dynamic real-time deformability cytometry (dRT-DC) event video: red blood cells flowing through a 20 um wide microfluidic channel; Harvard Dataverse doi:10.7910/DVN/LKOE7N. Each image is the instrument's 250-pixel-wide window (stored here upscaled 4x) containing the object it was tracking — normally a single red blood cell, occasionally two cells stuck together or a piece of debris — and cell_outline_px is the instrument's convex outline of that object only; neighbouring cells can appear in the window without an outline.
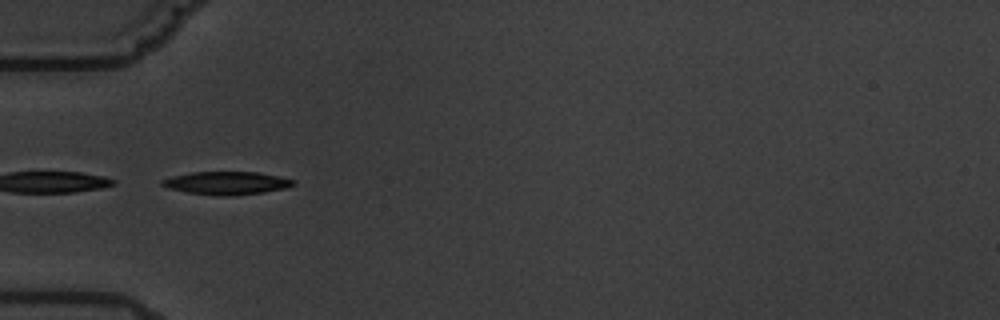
{"species": "common noctule bat (a hibernating species)", "species_latin": "Nyctalus noctula", "temperature_condition": "warm", "stored_images_in_passage": 2, "camera_frame_rate_fps": 3000, "um_per_image_px": 0.085, "animal": {"sex": "male", "body_mass_g": 19.5, "forearm_length_mm": 54.6}, "frame": {"image": 1, "passage_image": 1, "time_ms": 0.0, "image_size_px": [1000, 320], "cell_outline_px": [[296, 184], [284, 188], [264, 192], [232, 196], [216, 196], [188, 192], [168, 188], [160, 184], [160, 180], [172, 176], [192, 172], [256, 172], [280, 176], [296, 180]], "centroid_in_image_um": [19.27, 15.56], "position_along_channel_um": 65.7, "area_um2": 17.69}}